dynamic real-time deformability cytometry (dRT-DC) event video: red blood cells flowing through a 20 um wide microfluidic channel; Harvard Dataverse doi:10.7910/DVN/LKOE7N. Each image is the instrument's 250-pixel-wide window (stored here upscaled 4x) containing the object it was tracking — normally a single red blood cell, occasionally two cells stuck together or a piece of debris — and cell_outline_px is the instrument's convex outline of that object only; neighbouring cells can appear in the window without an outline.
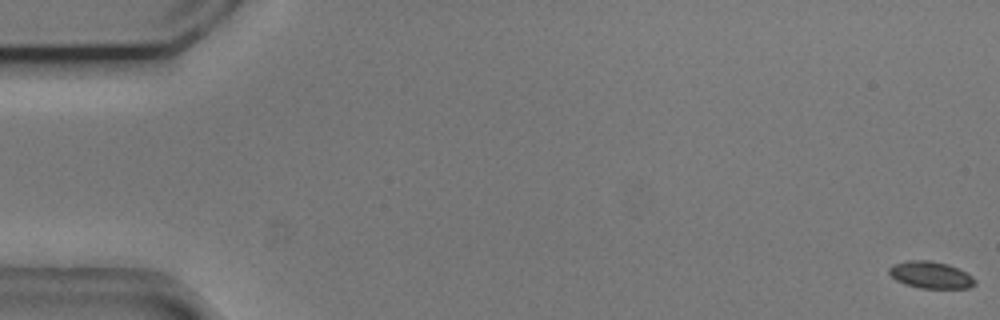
{"species": "common noctule bat (a hibernating species)", "species_latin": "Nyctalus noctula", "temperature_condition": "cold", "stored_images_in_passage": 57, "camera_frame_rate_fps": 3000, "um_per_image_px": 0.085, "animal": {"sex": "male", "body_mass_g": 20.5, "forearm_length_mm": 52.5}, "frame": {"image": 1, "passage_image": 1, "time_ms": 0.0, "image_size_px": [1000, 320], "cell_outline_px": [[976, 284], [968, 288], [920, 288], [904, 284], [896, 280], [888, 272], [888, 268], [892, 264], [908, 260], [928, 260], [948, 264], [972, 276], [976, 280]], "centroid_in_image_um": [79.08, 23.37], "position_along_channel_um": 5.9, "area_um2": 13.47}}
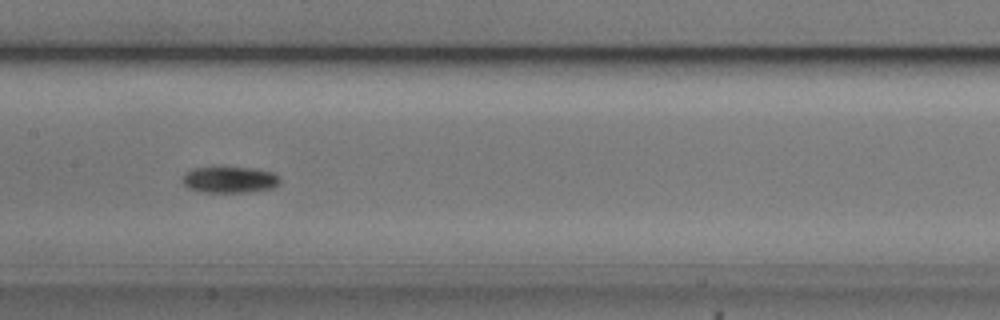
{"frame": {"image": 2, "passage_image": 28, "time_ms": 9.0, "image_size_px": [1000, 320], "cell_outline_px": [[280, 184], [272, 188], [248, 192], [204, 192], [188, 188], [180, 180], [184, 172], [192, 168], [224, 164], [256, 168], [272, 172], [280, 176]], "centroid_in_image_um": [19.49, 15.21], "position_along_channel_um": 187.9, "area_um2": 15.95}}
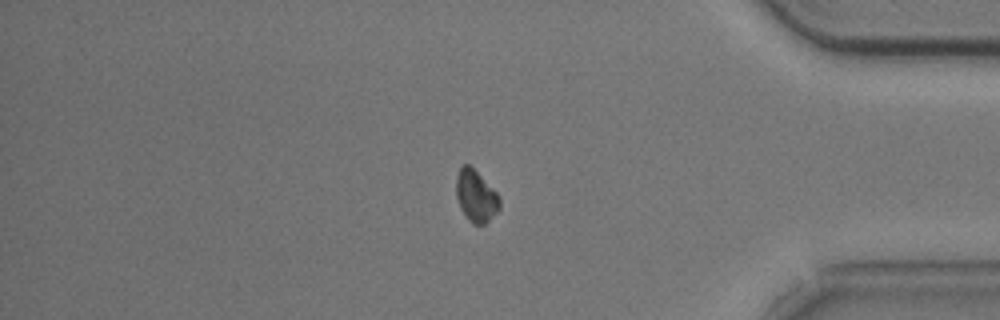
{"frame": {"image": 3, "passage_image": 47, "time_ms": 15.333, "image_size_px": [1000, 320], "cell_outline_px": [[500, 208], [484, 224], [472, 224], [468, 220], [460, 208], [456, 196], [456, 176], [460, 164], [468, 164], [500, 196]], "centroid_in_image_um": [40.42, 16.66], "position_along_channel_um": 394.8, "area_um2": 13.01}, "authors_computed_cell_mechanics": {"area_um2": 13.9876, "velocity_mm_per_s": 3.7046, "shape_relaxation_time_tau1_ms": 1.7631, "shape_relaxation_time_tau2_ms": null, "deformation_change_tau1": 0.1243, "deformation_change_tau2": null}}